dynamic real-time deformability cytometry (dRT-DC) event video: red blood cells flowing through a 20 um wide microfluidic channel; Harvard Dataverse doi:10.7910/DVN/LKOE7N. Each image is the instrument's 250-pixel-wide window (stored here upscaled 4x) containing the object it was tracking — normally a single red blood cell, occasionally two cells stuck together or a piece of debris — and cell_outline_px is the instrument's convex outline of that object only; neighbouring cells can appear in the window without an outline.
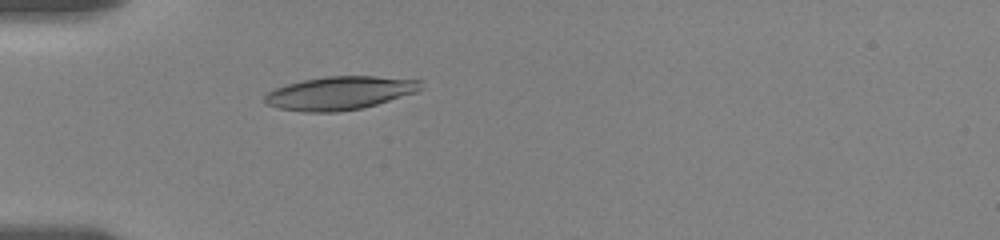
{"species": "human", "species_latin": "Homo sapiens", "temperature_condition": "room temperature", "stored_images_in_passage": 33, "camera_frame_rate_fps": 3000, "um_per_image_px": 0.085, "donor": {"sex": "female"}, "frame": {"image": 1, "passage_image": 1, "time_ms": 0.0, "image_size_px": [1000, 240], "cell_outline_px": [[424, 88], [416, 92], [376, 104], [360, 108], [336, 112], [304, 112], [276, 108], [264, 104], [264, 96], [268, 92], [276, 88], [288, 84], [304, 80], [324, 76], [376, 76], [424, 80]], "centroid_in_image_um": [28.89, 7.9], "position_along_channel_um": 56.1, "area_um2": 30.46}}
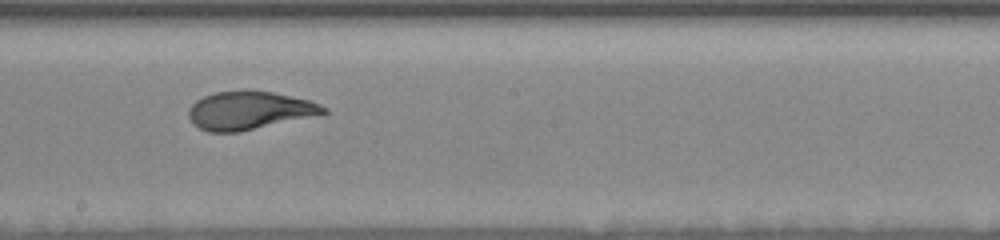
{"frame": {"image": 2, "passage_image": 22, "time_ms": 5.0, "image_size_px": [1000, 240], "cell_outline_px": [[328, 112], [240, 132], [208, 132], [192, 124], [188, 116], [188, 108], [196, 100], [204, 96], [216, 92], [244, 88], [248, 88], [272, 92], [308, 100], [320, 104], [328, 108]], "centroid_in_image_um": [21.13, 9.36], "position_along_channel_um": 227.1, "area_um2": 30.23}}
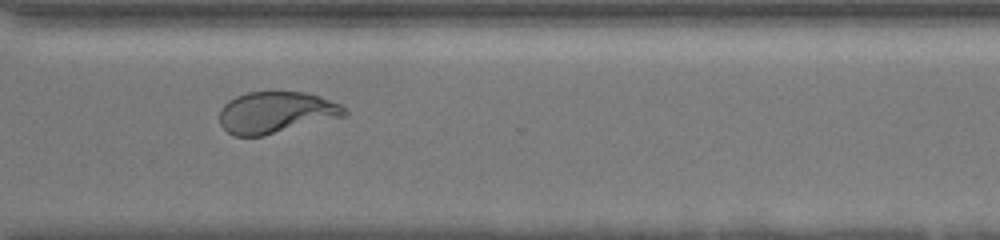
{"frame": {"image": 3, "passage_image": 32, "time_ms": 8.333, "image_size_px": [1000, 240], "cell_outline_px": [[348, 116], [264, 136], [232, 136], [220, 124], [220, 108], [228, 100], [236, 96], [248, 92], [308, 92], [320, 96], [340, 104], [348, 112]], "centroid_in_image_um": [23.49, 9.57], "position_along_channel_um": 347.1, "area_um2": 30.63}}